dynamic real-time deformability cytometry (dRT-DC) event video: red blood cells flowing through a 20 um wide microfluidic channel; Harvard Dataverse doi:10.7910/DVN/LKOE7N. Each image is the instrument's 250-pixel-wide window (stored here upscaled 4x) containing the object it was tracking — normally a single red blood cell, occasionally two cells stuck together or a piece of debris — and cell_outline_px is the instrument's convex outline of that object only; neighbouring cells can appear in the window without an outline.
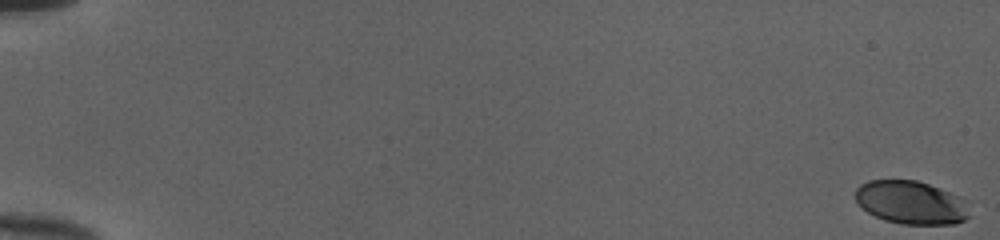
{"species": "human", "species_latin": "Homo sapiens", "temperature_condition": "cold", "stored_images_in_passage": 54, "camera_frame_rate_fps": 3000, "um_per_image_px": 0.085, "donor": {"sex": "female"}, "frame": {"image": 1, "passage_image": 1, "time_ms": 0.0, "image_size_px": [1000, 240], "cell_outline_px": [[968, 216], [964, 220], [956, 224], [904, 224], [884, 220], [868, 212], [856, 200], [856, 188], [860, 184], [868, 180], [916, 180], [940, 188], [956, 196]], "centroid_in_image_um": [77.34, 17.21], "position_along_channel_um": 7.7, "area_um2": 27.92}}
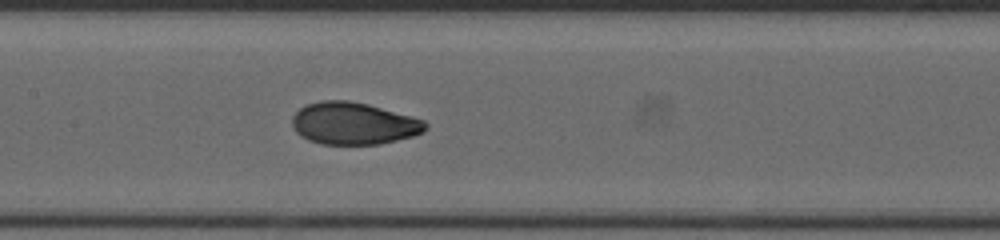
{"frame": {"image": 2, "passage_image": 29, "time_ms": 9.333, "image_size_px": [1000, 240], "cell_outline_px": [[428, 128], [424, 132], [412, 136], [380, 144], [320, 144], [308, 140], [300, 136], [296, 132], [292, 124], [292, 116], [300, 108], [308, 104], [320, 100], [348, 100], [368, 104], [424, 120], [428, 124]], "centroid_in_image_um": [30.05, 10.49], "position_along_channel_um": 177.4, "area_um2": 32.77}}
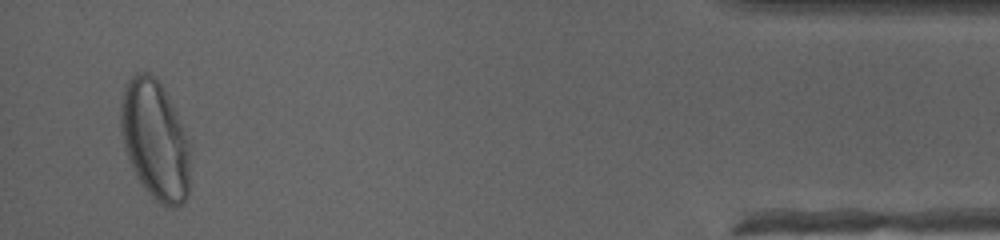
{"frame": {"image": 3, "passage_image": 52, "time_ms": 17.0, "image_size_px": [1000, 240], "cell_outline_px": [[192, 148], [188, 196], [176, 208], [172, 208], [156, 200], [144, 188], [136, 176], [128, 160], [124, 148], [120, 128], [120, 104], [124, 88], [128, 80], [136, 72], [148, 72], [156, 76], [176, 112]], "centroid_in_image_um": [13.19, 11.9], "position_along_channel_um": 422.0, "area_um2": 48.84}, "authors_computed_cell_mechanics": {"area_um2": 31.9056, "velocity_mm_per_s": 4.0206, "shape_relaxation_time_tau1_ms": 4.6019, "shape_relaxation_time_tau2_ms": 0.7758, "deformation_change_tau1": 0.1908, "deformation_change_tau2": 0.0482}}